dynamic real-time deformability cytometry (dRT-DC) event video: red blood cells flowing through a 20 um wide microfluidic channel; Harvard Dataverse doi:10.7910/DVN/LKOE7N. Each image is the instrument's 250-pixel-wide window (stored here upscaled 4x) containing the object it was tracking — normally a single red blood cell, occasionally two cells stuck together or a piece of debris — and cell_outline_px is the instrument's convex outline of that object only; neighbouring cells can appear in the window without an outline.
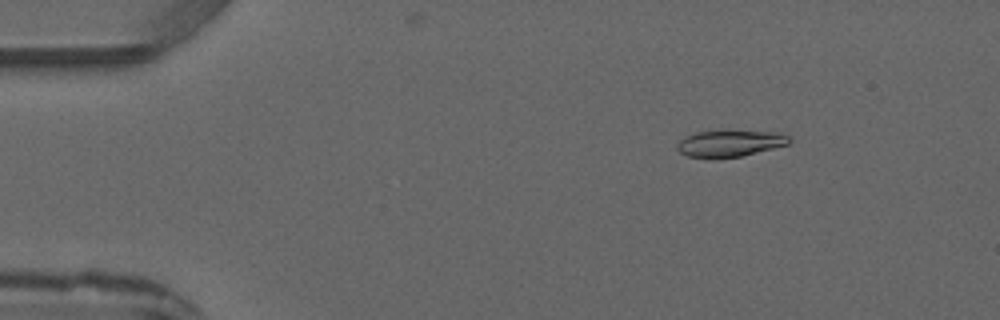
{"species": "common noctule bat (a hibernating species)", "species_latin": "Nyctalus noctula", "temperature_condition": "warm", "stored_images_in_passage": 3, "camera_frame_rate_fps": 3000, "um_per_image_px": 0.085, "animal": {"sex": "male", "forearm_length_mm": 52.5}, "frame": {"image": 1, "passage_image": 2, "time_ms": 1.0, "image_size_px": [1000, 320], "cell_outline_px": [[792, 140], [788, 144], [740, 156], [712, 160], [708, 160], [688, 156], [680, 152], [676, 148], [676, 144], [684, 136], [696, 132], [776, 132], [788, 136]], "centroid_in_image_um": [61.95, 12.23], "position_along_channel_um": 23.0, "area_um2": 17.17}}